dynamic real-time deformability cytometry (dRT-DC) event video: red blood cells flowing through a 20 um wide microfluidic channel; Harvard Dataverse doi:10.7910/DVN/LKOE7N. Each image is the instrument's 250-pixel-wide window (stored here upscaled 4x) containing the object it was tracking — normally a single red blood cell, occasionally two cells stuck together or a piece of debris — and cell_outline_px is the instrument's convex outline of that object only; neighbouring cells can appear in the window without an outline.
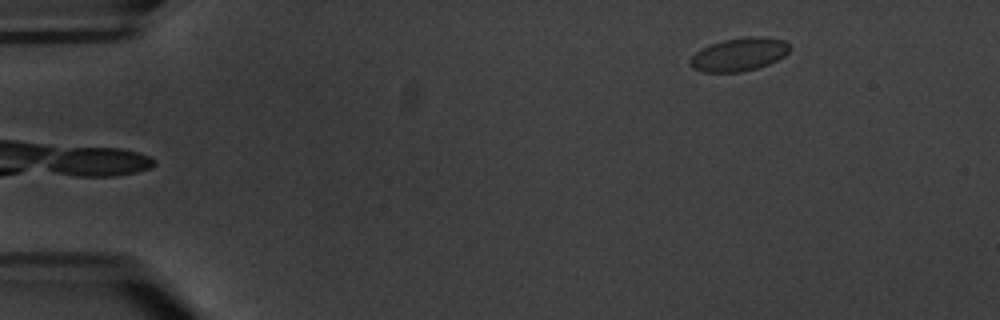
{"species": "common noctule bat (a hibernating species)", "species_latin": "Nyctalus noctula", "temperature_condition": "warm", "stored_images_in_passage": 4, "camera_frame_rate_fps": 3000, "um_per_image_px": 0.085, "animal": {"sex": "male", "body_mass_g": 20.1, "forearm_length_mm": 53.5}, "frame": {"image": 1, "passage_image": 4, "time_ms": 4.333, "image_size_px": [1000, 320], "cell_outline_px": [[792, 48], [784, 56], [768, 64], [756, 68], [740, 72], [704, 72], [692, 68], [688, 64], [688, 60], [696, 52], [712, 44], [724, 40], [748, 36], [768, 36], [784, 40]], "centroid_in_image_um": [62.83, 4.62], "position_along_channel_um": 22.2, "area_um2": 19.31}}